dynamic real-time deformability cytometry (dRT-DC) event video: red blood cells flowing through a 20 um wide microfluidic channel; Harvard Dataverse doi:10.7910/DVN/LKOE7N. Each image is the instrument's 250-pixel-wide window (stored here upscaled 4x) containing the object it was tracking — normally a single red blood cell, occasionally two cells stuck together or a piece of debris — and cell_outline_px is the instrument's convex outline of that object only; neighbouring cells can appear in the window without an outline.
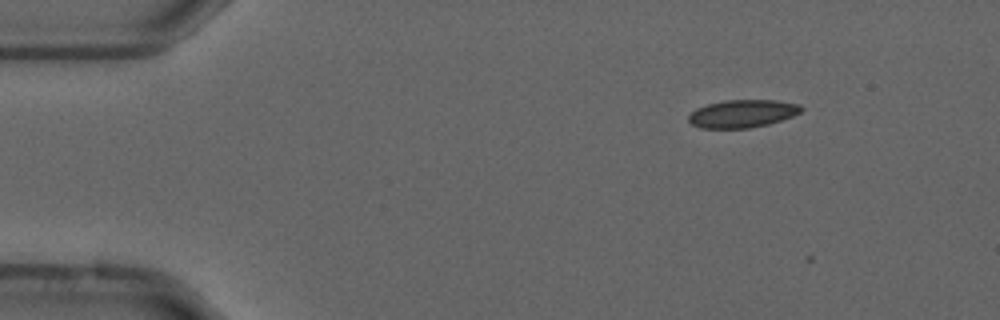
{"species": "common noctule bat (a hibernating species)", "species_latin": "Nyctalus noctula", "temperature_condition": "cold", "stored_images_in_passage": 6, "camera_frame_rate_fps": 3000, "um_per_image_px": 0.085, "animal": {"sex": "male", "forearm_length_mm": 52.5}, "frame": {"image": 1, "passage_image": 1, "time_ms": 0.0, "image_size_px": [1000, 320], "cell_outline_px": [[804, 108], [800, 112], [792, 116], [768, 124], [748, 128], [700, 128], [692, 124], [688, 120], [688, 116], [696, 108], [708, 104], [724, 100], [776, 100], [800, 104]], "centroid_in_image_um": [63.1, 9.65], "position_along_channel_um": 21.9, "area_um2": 18.21}}